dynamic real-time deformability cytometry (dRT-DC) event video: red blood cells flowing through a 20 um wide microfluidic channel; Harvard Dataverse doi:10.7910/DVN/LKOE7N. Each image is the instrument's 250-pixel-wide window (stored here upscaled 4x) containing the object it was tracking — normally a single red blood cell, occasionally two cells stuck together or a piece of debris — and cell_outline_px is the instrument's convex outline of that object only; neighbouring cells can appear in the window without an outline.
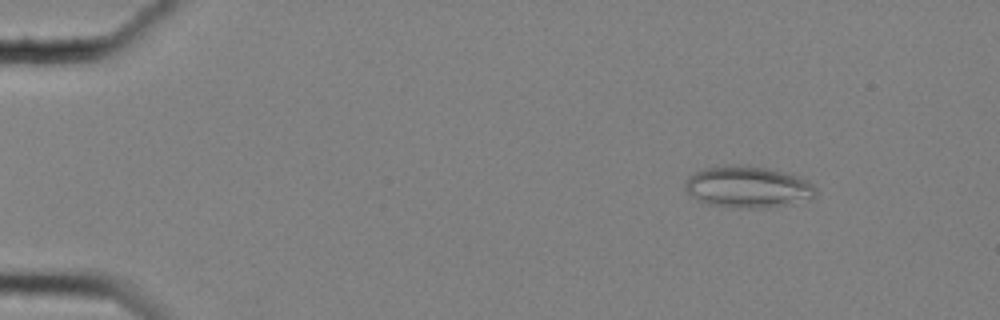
{"species": "common noctule bat (a hibernating species)", "species_latin": "Nyctalus noctula", "temperature_condition": "cold", "stored_images_in_passage": 18, "camera_frame_rate_fps": 3000, "um_per_image_px": 0.085, "animal": {"sex": "female", "body_mass_g": 25.1}, "frame": {"image": 1, "passage_image": 8, "time_ms": 2.333, "image_size_px": [1000, 320], "cell_outline_px": [[816, 196], [812, 200], [792, 204], [760, 208], [748, 208], [708, 204], [692, 196], [684, 188], [684, 184], [688, 176], [696, 172], [708, 168], [724, 164], [748, 164], [768, 168], [784, 172], [796, 176], [812, 184], [816, 188]], "centroid_in_image_um": [63.59, 15.88], "position_along_channel_um": 21.4, "area_um2": 31.79}}